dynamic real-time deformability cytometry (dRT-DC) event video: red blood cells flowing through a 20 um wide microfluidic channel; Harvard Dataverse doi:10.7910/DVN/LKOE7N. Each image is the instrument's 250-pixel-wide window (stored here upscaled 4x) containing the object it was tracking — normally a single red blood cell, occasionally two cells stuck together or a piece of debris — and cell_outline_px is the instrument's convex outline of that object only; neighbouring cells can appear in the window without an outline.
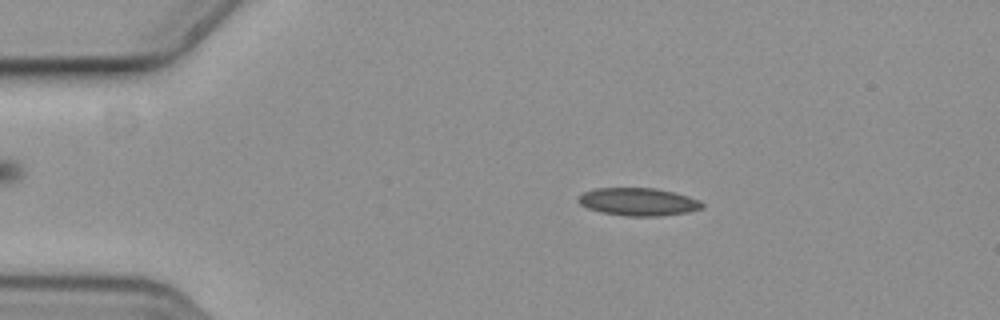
{"species": "common noctule bat (a hibernating species)", "species_latin": "Nyctalus noctula", "temperature_condition": "cold", "stored_images_in_passage": 50, "camera_frame_rate_fps": 3000, "um_per_image_px": 0.085, "animal": {"sex": "female", "body_mass_g": 19.3, "forearm_length_mm": 54.1}, "frame": {"image": 1, "passage_image": 10, "time_ms": 3.0, "image_size_px": [1000, 320], "cell_outline_px": [[704, 208], [688, 212], [660, 216], [624, 216], [600, 212], [588, 208], [580, 204], [576, 200], [584, 192], [596, 188], [656, 188], [688, 196], [700, 200], [704, 204]], "centroid_in_image_um": [54.27, 17.16], "position_along_channel_um": 30.7, "area_um2": 20.11}}
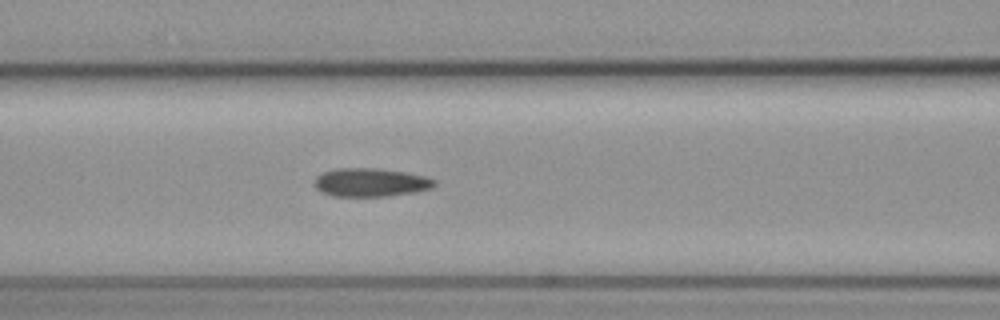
{"frame": {"image": 2, "passage_image": 23, "time_ms": 7.333, "image_size_px": [1000, 320], "cell_outline_px": [[436, 184], [432, 188], [416, 192], [388, 196], [332, 196], [316, 188], [316, 176], [324, 172], [336, 168], [376, 168], [404, 172], [424, 176], [436, 180]], "centroid_in_image_um": [31.54, 15.5], "position_along_channel_um": 135.1, "area_um2": 19.77}}
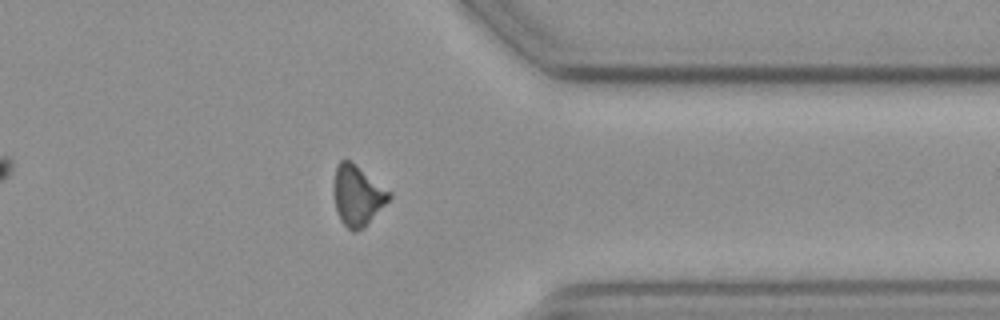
{"frame": {"image": 3, "passage_image": 44, "time_ms": 14.333, "image_size_px": [1000, 320], "cell_outline_px": [[392, 196], [368, 224], [364, 228], [356, 232], [352, 232], [340, 220], [336, 208], [336, 168], [340, 160], [348, 160], [356, 164], [392, 192]], "centroid_in_image_um": [30.44, 16.64], "position_along_channel_um": 381.0, "area_um2": 19.07}, "authors_computed_cell_mechanics": {"area_um2": 19.7676, "velocity_mm_per_s": 3.6567, "shape_relaxation_time_tau1_ms": null, "shape_relaxation_time_tau2_ms": 5.313, "deformation_change_tau1": null, "deformation_change_tau2": 0.1113}}